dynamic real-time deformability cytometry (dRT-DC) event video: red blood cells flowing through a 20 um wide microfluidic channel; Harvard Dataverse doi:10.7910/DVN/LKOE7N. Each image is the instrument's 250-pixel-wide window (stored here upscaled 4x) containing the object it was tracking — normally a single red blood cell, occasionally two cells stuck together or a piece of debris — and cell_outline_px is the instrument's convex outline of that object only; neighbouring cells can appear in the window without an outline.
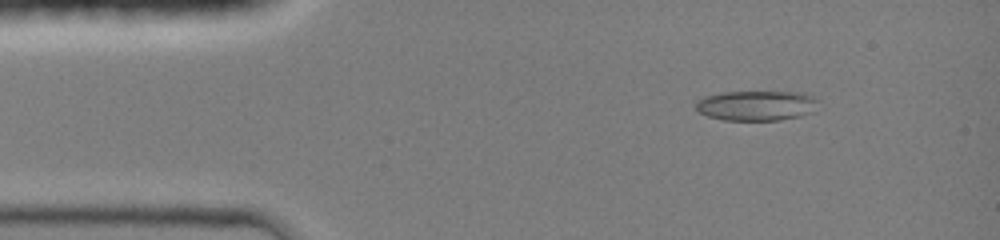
{"species": "common noctule bat (a hibernating species)", "species_latin": "Nyctalus noctula", "temperature_condition": "room temperature", "stored_images_in_passage": 76, "camera_frame_rate_fps": 3000, "um_per_image_px": 0.085, "animal": {"sex": "female", "body_mass_g": 19.0, "forearm_length_mm": 51.5}, "frame": {"image": 1, "passage_image": 9, "time_ms": 1.667, "image_size_px": [1000, 240], "cell_outline_px": [[820, 100], [816, 112], [800, 116], [780, 120], [724, 120], [708, 116], [700, 112], [696, 108], [696, 100], [704, 96], [724, 92], [804, 92]], "centroid_in_image_um": [64.37, 8.97], "position_along_channel_um": 20.6, "area_um2": 21.73}}
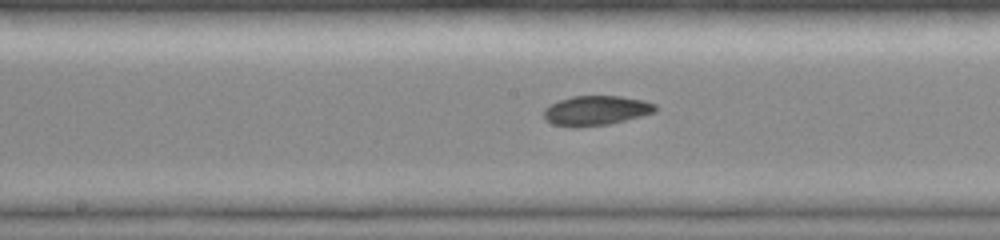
{"frame": {"image": 2, "passage_image": 37, "time_ms": 7.333, "image_size_px": [1000, 240], "cell_outline_px": [[656, 112], [608, 124], [576, 128], [572, 128], [552, 124], [544, 120], [544, 108], [548, 104], [572, 96], [620, 96], [644, 100], [656, 104]], "centroid_in_image_um": [50.61, 9.4], "position_along_channel_um": 197.6, "area_um2": 19.48}}
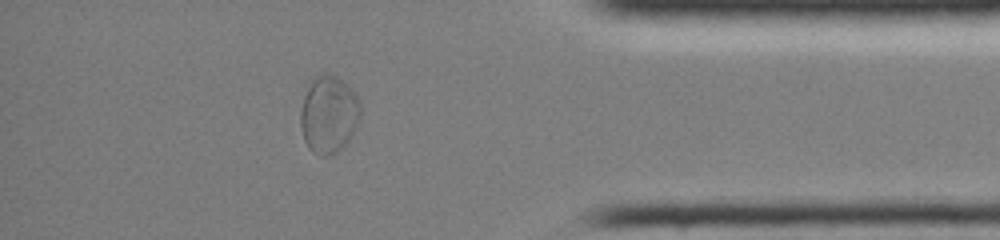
{"frame": {"image": 3, "passage_image": 64, "time_ms": 12.667, "image_size_px": [1000, 240], "cell_outline_px": [[360, 116], [356, 128], [348, 140], [336, 152], [324, 156], [320, 156], [312, 152], [308, 148], [304, 140], [300, 124], [300, 108], [304, 96], [312, 80], [316, 76], [324, 72], [328, 72], [344, 80], [352, 88], [360, 100]], "centroid_in_image_um": [27.94, 9.69], "position_along_channel_um": 407.3, "area_um2": 27.28}, "authors_computed_cell_mechanics": {"area_um2": 20.3456, "velocity_mm_per_s": 4.2558, "shape_relaxation_time_tau1_ms": null, "shape_relaxation_time_tau2_ms": 4.1868, "deformation_change_tau1": null, "deformation_change_tau2": 0.0688}}